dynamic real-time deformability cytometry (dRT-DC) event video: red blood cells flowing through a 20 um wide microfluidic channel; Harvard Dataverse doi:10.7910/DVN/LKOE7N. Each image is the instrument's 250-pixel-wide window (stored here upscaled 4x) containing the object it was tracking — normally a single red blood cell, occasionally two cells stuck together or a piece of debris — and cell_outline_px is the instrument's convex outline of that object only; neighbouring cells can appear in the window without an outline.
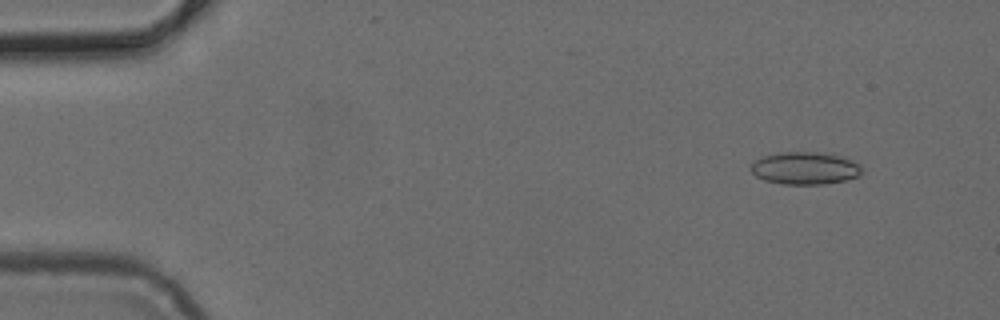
{"species": "common noctule bat (a hibernating species)", "species_latin": "Nyctalus noctula", "temperature_condition": "cold", "stored_images_in_passage": 47, "camera_frame_rate_fps": 3000, "um_per_image_px": 0.085, "animal": {"sex": "female", "body_mass_g": 24.6, "forearm_length_mm": 56.2}, "frame": {"image": 1, "passage_image": 2, "time_ms": 0.333, "image_size_px": [1000, 320], "cell_outline_px": [[860, 172], [856, 176], [844, 180], [824, 184], [784, 184], [764, 180], [756, 176], [748, 168], [756, 160], [764, 156], [780, 152], [820, 152], [852, 160], [860, 164]], "centroid_in_image_um": [68.37, 14.3], "position_along_channel_um": 16.6, "area_um2": 20.69}}
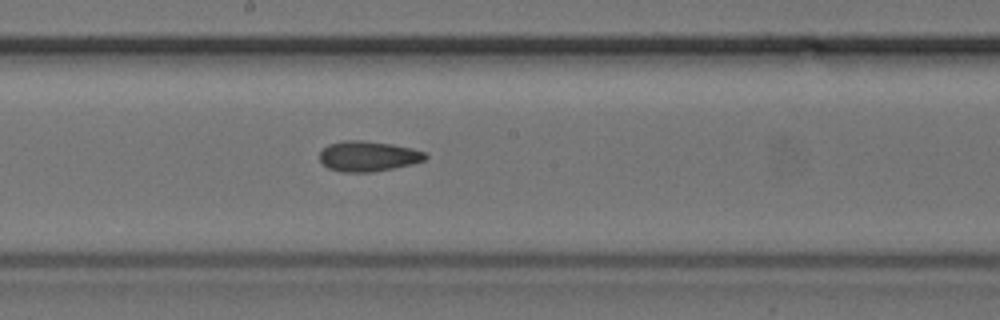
{"frame": {"image": 2, "passage_image": 24, "time_ms": 7.667, "image_size_px": [1000, 320], "cell_outline_px": [[428, 156], [424, 160], [412, 164], [372, 172], [340, 172], [328, 168], [320, 160], [320, 152], [328, 144], [344, 140], [360, 140], [392, 144], [412, 148], [424, 152]], "centroid_in_image_um": [31.28, 13.28], "position_along_channel_um": 216.9, "area_um2": 18.61}}
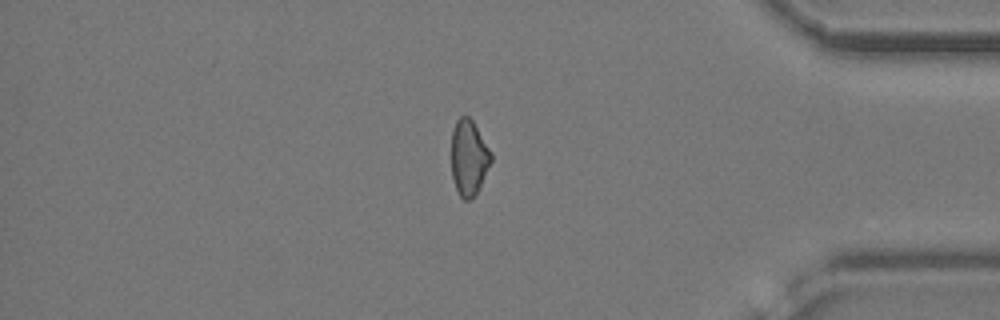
{"frame": {"image": 3, "passage_image": 39, "time_ms": 12.667, "image_size_px": [1000, 320], "cell_outline_px": [[492, 160], [476, 192], [468, 200], [464, 200], [460, 196], [456, 188], [452, 176], [452, 132], [456, 120], [460, 116], [468, 116], [472, 120], [492, 152]], "centroid_in_image_um": [39.85, 13.36], "position_along_channel_um": 395.4, "area_um2": 17.17}}